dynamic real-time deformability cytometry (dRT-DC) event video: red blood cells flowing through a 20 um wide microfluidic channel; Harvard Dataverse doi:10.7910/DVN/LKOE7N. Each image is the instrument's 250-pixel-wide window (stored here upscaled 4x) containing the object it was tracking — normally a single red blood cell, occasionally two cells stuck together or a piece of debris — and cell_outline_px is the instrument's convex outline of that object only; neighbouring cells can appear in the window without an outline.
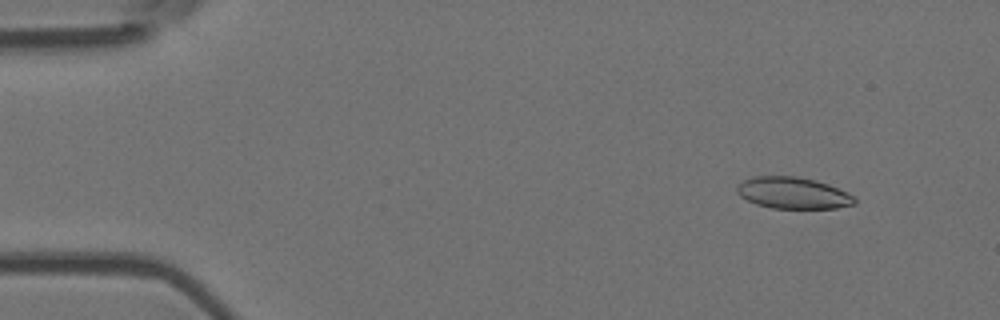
{"species": "Egyptian fruit bat (a non-hibernating species)", "species_latin": "Rousettus aegyptiacus", "temperature_condition": "room temperature", "stored_images_in_passage": 50, "camera_frame_rate_fps": 3000, "um_per_image_px": 0.085, "animal": {"sex": "female"}, "frame": {"image": 1, "passage_image": 2, "time_ms": 0.333, "image_size_px": [1000, 320], "cell_outline_px": [[856, 204], [836, 208], [772, 208], [756, 204], [740, 196], [736, 192], [736, 188], [744, 180], [752, 176], [796, 176], [816, 180], [828, 184], [848, 192], [856, 200]], "centroid_in_image_um": [67.41, 16.4], "position_along_channel_um": 17.6, "area_um2": 21.62}}
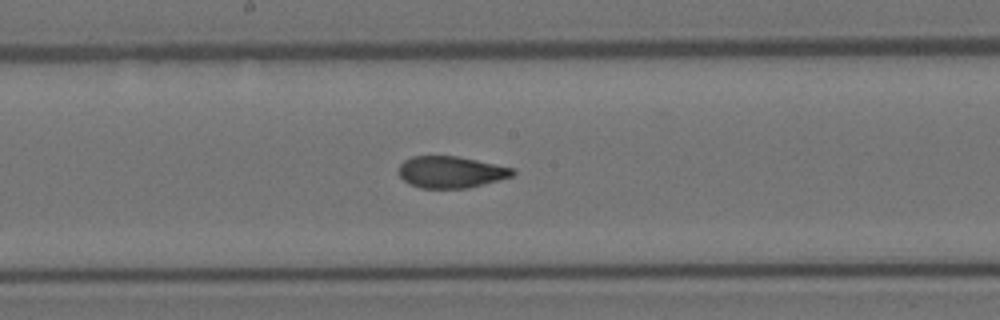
{"frame": {"image": 2, "passage_image": 25, "time_ms": 8.0, "image_size_px": [1000, 320], "cell_outline_px": [[516, 172], [512, 176], [468, 188], [420, 188], [404, 180], [400, 176], [400, 164], [404, 160], [412, 156], [456, 156], [476, 160], [512, 168]], "centroid_in_image_um": [38.31, 14.62], "position_along_channel_um": 209.9, "area_um2": 20.69}}
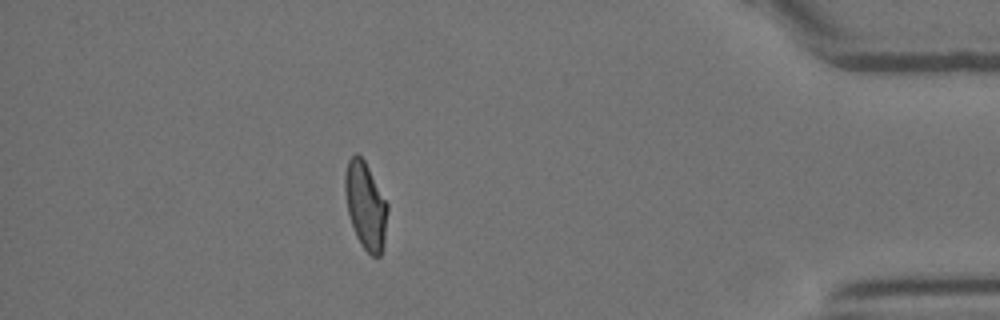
{"frame": {"image": 3, "passage_image": 44, "time_ms": 14.333, "image_size_px": [1000, 320], "cell_outline_px": [[388, 208], [384, 244], [380, 256], [372, 256], [360, 244], [356, 236], [348, 212], [344, 192], [344, 176], [348, 160], [356, 152], [364, 160], [388, 204]], "centroid_in_image_um": [31.07, 17.47], "position_along_channel_um": 404.1, "area_um2": 21.5}, "authors_computed_cell_mechanics": {"area_um2": 21.9929, "velocity_mm_per_s": 3.781, "shape_relaxation_time_tau1_ms": 8.3693, "shape_relaxation_time_tau2_ms": 1.5113, "deformation_change_tau1": 0.2171, "deformation_change_tau2": 0.0732}}